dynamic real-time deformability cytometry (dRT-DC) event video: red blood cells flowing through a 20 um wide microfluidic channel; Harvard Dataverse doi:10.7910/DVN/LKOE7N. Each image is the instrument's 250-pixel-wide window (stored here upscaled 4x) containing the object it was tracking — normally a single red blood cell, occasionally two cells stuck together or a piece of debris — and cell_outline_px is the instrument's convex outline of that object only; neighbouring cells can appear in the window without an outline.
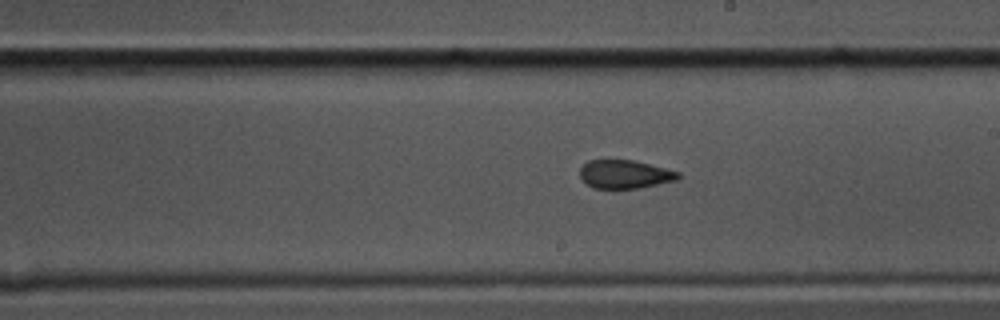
{"species": "common noctule bat (a hibernating species)", "species_latin": "Nyctalus noctula", "temperature_condition": "cold", "stored_images_in_passage": 34, "camera_frame_rate_fps": 3000, "um_per_image_px": 0.085, "animal": {"sex": "male", "body_mass_g": 17.5, "forearm_length_mm": 52.3}, "frame": {"image": 1, "passage_image": 21, "time_ms": 6.667, "image_size_px": [1000, 320], "cell_outline_px": [[680, 176], [676, 180], [640, 188], [592, 188], [580, 176], [580, 168], [588, 160], [632, 160], [680, 172]], "centroid_in_image_um": [53.1, 14.81], "position_along_channel_um": 235.9, "area_um2": 16.07}}
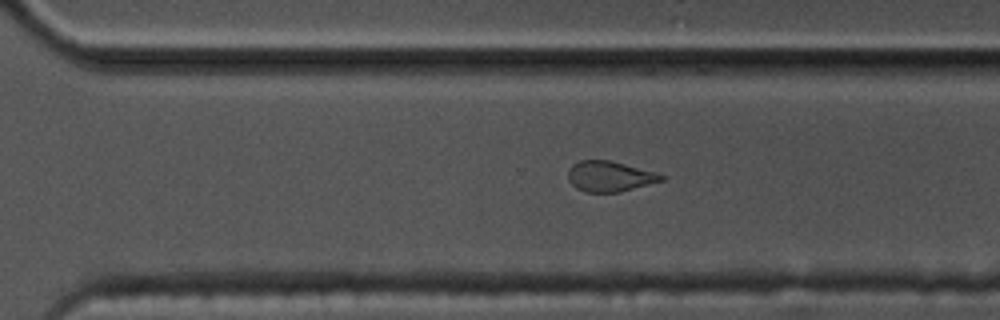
{"frame": {"image": 2, "passage_image": 28, "time_ms": 9.0, "image_size_px": [1000, 320], "cell_outline_px": [[664, 180], [620, 192], [584, 192], [576, 188], [568, 180], [568, 168], [572, 164], [580, 160], [612, 160], [652, 172], [664, 176]], "centroid_in_image_um": [51.76, 14.99], "position_along_channel_um": 318.8, "area_um2": 16.47}}
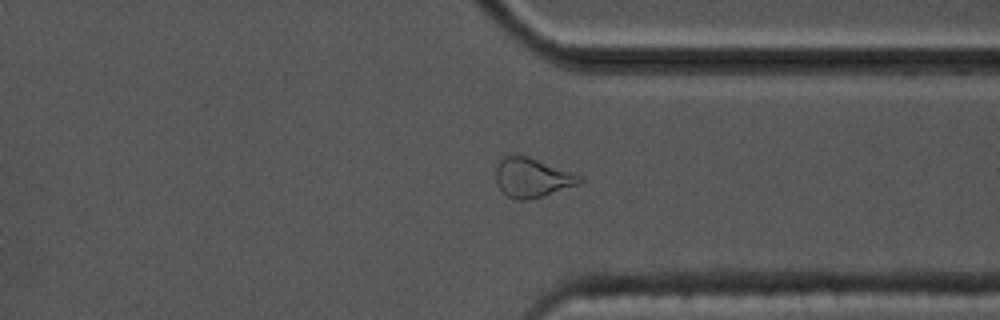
{"frame": {"image": 3, "passage_image": 32, "time_ms": 10.333, "image_size_px": [1000, 320], "cell_outline_px": [[584, 180], [580, 184], [532, 200], [516, 200], [508, 196], [500, 188], [496, 180], [496, 168], [500, 160], [504, 156], [528, 156], [584, 176]], "centroid_in_image_um": [45.29, 15.12], "position_along_channel_um": 366.1, "area_um2": 19.31}}